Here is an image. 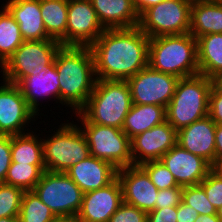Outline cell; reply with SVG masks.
<instances>
[{"label": "cell", "instance_id": "obj_15", "mask_svg": "<svg viewBox=\"0 0 222 222\" xmlns=\"http://www.w3.org/2000/svg\"><path fill=\"white\" fill-rule=\"evenodd\" d=\"M117 178L122 186L123 202L146 213L155 209L158 188L140 165L118 169Z\"/></svg>", "mask_w": 222, "mask_h": 222}, {"label": "cell", "instance_id": "obj_35", "mask_svg": "<svg viewBox=\"0 0 222 222\" xmlns=\"http://www.w3.org/2000/svg\"><path fill=\"white\" fill-rule=\"evenodd\" d=\"M109 222H147V213L133 205L122 202L110 217Z\"/></svg>", "mask_w": 222, "mask_h": 222}, {"label": "cell", "instance_id": "obj_16", "mask_svg": "<svg viewBox=\"0 0 222 222\" xmlns=\"http://www.w3.org/2000/svg\"><path fill=\"white\" fill-rule=\"evenodd\" d=\"M160 162L168 168L181 187L199 185L212 169L202 157L194 155L178 144L165 153Z\"/></svg>", "mask_w": 222, "mask_h": 222}, {"label": "cell", "instance_id": "obj_10", "mask_svg": "<svg viewBox=\"0 0 222 222\" xmlns=\"http://www.w3.org/2000/svg\"><path fill=\"white\" fill-rule=\"evenodd\" d=\"M33 191L56 217L75 215L83 200V191L64 172L44 171Z\"/></svg>", "mask_w": 222, "mask_h": 222}, {"label": "cell", "instance_id": "obj_27", "mask_svg": "<svg viewBox=\"0 0 222 222\" xmlns=\"http://www.w3.org/2000/svg\"><path fill=\"white\" fill-rule=\"evenodd\" d=\"M40 9L47 34L66 46L68 0H40Z\"/></svg>", "mask_w": 222, "mask_h": 222}, {"label": "cell", "instance_id": "obj_6", "mask_svg": "<svg viewBox=\"0 0 222 222\" xmlns=\"http://www.w3.org/2000/svg\"><path fill=\"white\" fill-rule=\"evenodd\" d=\"M64 122L52 136L42 138L46 171L67 172L74 164L88 158L87 139L78 124Z\"/></svg>", "mask_w": 222, "mask_h": 222}, {"label": "cell", "instance_id": "obj_32", "mask_svg": "<svg viewBox=\"0 0 222 222\" xmlns=\"http://www.w3.org/2000/svg\"><path fill=\"white\" fill-rule=\"evenodd\" d=\"M182 201L197 210L199 215H213L216 208L208 200L204 189L200 185L183 187Z\"/></svg>", "mask_w": 222, "mask_h": 222}, {"label": "cell", "instance_id": "obj_3", "mask_svg": "<svg viewBox=\"0 0 222 222\" xmlns=\"http://www.w3.org/2000/svg\"><path fill=\"white\" fill-rule=\"evenodd\" d=\"M148 65L178 78L199 74L197 39L190 33L150 38Z\"/></svg>", "mask_w": 222, "mask_h": 222}, {"label": "cell", "instance_id": "obj_13", "mask_svg": "<svg viewBox=\"0 0 222 222\" xmlns=\"http://www.w3.org/2000/svg\"><path fill=\"white\" fill-rule=\"evenodd\" d=\"M2 83L0 84V134L9 136L24 134L28 123L31 120L35 121L36 113L29 107L17 84L5 80Z\"/></svg>", "mask_w": 222, "mask_h": 222}, {"label": "cell", "instance_id": "obj_18", "mask_svg": "<svg viewBox=\"0 0 222 222\" xmlns=\"http://www.w3.org/2000/svg\"><path fill=\"white\" fill-rule=\"evenodd\" d=\"M216 124L209 116L177 131V144L202 157L215 169Z\"/></svg>", "mask_w": 222, "mask_h": 222}, {"label": "cell", "instance_id": "obj_9", "mask_svg": "<svg viewBox=\"0 0 222 222\" xmlns=\"http://www.w3.org/2000/svg\"><path fill=\"white\" fill-rule=\"evenodd\" d=\"M192 0H164L139 16L138 27L149 38L189 33Z\"/></svg>", "mask_w": 222, "mask_h": 222}, {"label": "cell", "instance_id": "obj_49", "mask_svg": "<svg viewBox=\"0 0 222 222\" xmlns=\"http://www.w3.org/2000/svg\"><path fill=\"white\" fill-rule=\"evenodd\" d=\"M215 170L222 175V163H220Z\"/></svg>", "mask_w": 222, "mask_h": 222}, {"label": "cell", "instance_id": "obj_31", "mask_svg": "<svg viewBox=\"0 0 222 222\" xmlns=\"http://www.w3.org/2000/svg\"><path fill=\"white\" fill-rule=\"evenodd\" d=\"M23 193L18 187L0 183V218L19 217Z\"/></svg>", "mask_w": 222, "mask_h": 222}, {"label": "cell", "instance_id": "obj_46", "mask_svg": "<svg viewBox=\"0 0 222 222\" xmlns=\"http://www.w3.org/2000/svg\"><path fill=\"white\" fill-rule=\"evenodd\" d=\"M0 222H20L19 217H3L0 218Z\"/></svg>", "mask_w": 222, "mask_h": 222}, {"label": "cell", "instance_id": "obj_25", "mask_svg": "<svg viewBox=\"0 0 222 222\" xmlns=\"http://www.w3.org/2000/svg\"><path fill=\"white\" fill-rule=\"evenodd\" d=\"M27 129L24 134L11 136V157L14 163L36 165L42 172L46 171L43 159L42 138ZM34 134V135H33Z\"/></svg>", "mask_w": 222, "mask_h": 222}, {"label": "cell", "instance_id": "obj_40", "mask_svg": "<svg viewBox=\"0 0 222 222\" xmlns=\"http://www.w3.org/2000/svg\"><path fill=\"white\" fill-rule=\"evenodd\" d=\"M198 216L197 210L183 201L177 206V222H195Z\"/></svg>", "mask_w": 222, "mask_h": 222}, {"label": "cell", "instance_id": "obj_45", "mask_svg": "<svg viewBox=\"0 0 222 222\" xmlns=\"http://www.w3.org/2000/svg\"><path fill=\"white\" fill-rule=\"evenodd\" d=\"M213 86L222 93V71L212 78Z\"/></svg>", "mask_w": 222, "mask_h": 222}, {"label": "cell", "instance_id": "obj_17", "mask_svg": "<svg viewBox=\"0 0 222 222\" xmlns=\"http://www.w3.org/2000/svg\"><path fill=\"white\" fill-rule=\"evenodd\" d=\"M122 202V186L116 178L103 188L84 193L77 216L83 222H109Z\"/></svg>", "mask_w": 222, "mask_h": 222}, {"label": "cell", "instance_id": "obj_5", "mask_svg": "<svg viewBox=\"0 0 222 222\" xmlns=\"http://www.w3.org/2000/svg\"><path fill=\"white\" fill-rule=\"evenodd\" d=\"M212 86V79L202 74L179 78L166 107V121L178 131L208 116Z\"/></svg>", "mask_w": 222, "mask_h": 222}, {"label": "cell", "instance_id": "obj_38", "mask_svg": "<svg viewBox=\"0 0 222 222\" xmlns=\"http://www.w3.org/2000/svg\"><path fill=\"white\" fill-rule=\"evenodd\" d=\"M208 116L215 124H222V93L212 86L209 94Z\"/></svg>", "mask_w": 222, "mask_h": 222}, {"label": "cell", "instance_id": "obj_4", "mask_svg": "<svg viewBox=\"0 0 222 222\" xmlns=\"http://www.w3.org/2000/svg\"><path fill=\"white\" fill-rule=\"evenodd\" d=\"M131 106L127 81L97 79L93 92L79 112L91 123L122 129Z\"/></svg>", "mask_w": 222, "mask_h": 222}, {"label": "cell", "instance_id": "obj_41", "mask_svg": "<svg viewBox=\"0 0 222 222\" xmlns=\"http://www.w3.org/2000/svg\"><path fill=\"white\" fill-rule=\"evenodd\" d=\"M222 163V124L215 129V168Z\"/></svg>", "mask_w": 222, "mask_h": 222}, {"label": "cell", "instance_id": "obj_30", "mask_svg": "<svg viewBox=\"0 0 222 222\" xmlns=\"http://www.w3.org/2000/svg\"><path fill=\"white\" fill-rule=\"evenodd\" d=\"M42 173L36 165L12 162L4 183L18 187L23 191H33Z\"/></svg>", "mask_w": 222, "mask_h": 222}, {"label": "cell", "instance_id": "obj_22", "mask_svg": "<svg viewBox=\"0 0 222 222\" xmlns=\"http://www.w3.org/2000/svg\"><path fill=\"white\" fill-rule=\"evenodd\" d=\"M105 29L133 28L139 25L132 0H90Z\"/></svg>", "mask_w": 222, "mask_h": 222}, {"label": "cell", "instance_id": "obj_28", "mask_svg": "<svg viewBox=\"0 0 222 222\" xmlns=\"http://www.w3.org/2000/svg\"><path fill=\"white\" fill-rule=\"evenodd\" d=\"M23 42L19 24L3 6L0 10V67Z\"/></svg>", "mask_w": 222, "mask_h": 222}, {"label": "cell", "instance_id": "obj_12", "mask_svg": "<svg viewBox=\"0 0 222 222\" xmlns=\"http://www.w3.org/2000/svg\"><path fill=\"white\" fill-rule=\"evenodd\" d=\"M104 30L90 0H68L66 46L90 47Z\"/></svg>", "mask_w": 222, "mask_h": 222}, {"label": "cell", "instance_id": "obj_24", "mask_svg": "<svg viewBox=\"0 0 222 222\" xmlns=\"http://www.w3.org/2000/svg\"><path fill=\"white\" fill-rule=\"evenodd\" d=\"M166 121V108L158 105L132 104L122 127L132 139L136 135Z\"/></svg>", "mask_w": 222, "mask_h": 222}, {"label": "cell", "instance_id": "obj_29", "mask_svg": "<svg viewBox=\"0 0 222 222\" xmlns=\"http://www.w3.org/2000/svg\"><path fill=\"white\" fill-rule=\"evenodd\" d=\"M56 216L34 191H24L20 213V222H53Z\"/></svg>", "mask_w": 222, "mask_h": 222}, {"label": "cell", "instance_id": "obj_44", "mask_svg": "<svg viewBox=\"0 0 222 222\" xmlns=\"http://www.w3.org/2000/svg\"><path fill=\"white\" fill-rule=\"evenodd\" d=\"M195 222H222L218 217L217 214L213 215H199Z\"/></svg>", "mask_w": 222, "mask_h": 222}, {"label": "cell", "instance_id": "obj_7", "mask_svg": "<svg viewBox=\"0 0 222 222\" xmlns=\"http://www.w3.org/2000/svg\"><path fill=\"white\" fill-rule=\"evenodd\" d=\"M75 115L82 123L80 129L87 139L91 156L106 160L117 169L132 166L131 139L122 129L91 123L80 112Z\"/></svg>", "mask_w": 222, "mask_h": 222}, {"label": "cell", "instance_id": "obj_20", "mask_svg": "<svg viewBox=\"0 0 222 222\" xmlns=\"http://www.w3.org/2000/svg\"><path fill=\"white\" fill-rule=\"evenodd\" d=\"M59 75L55 64L46 69L32 73L31 76L21 79L17 86L20 88L29 107L39 115L40 98H55L60 103ZM40 97V98H39Z\"/></svg>", "mask_w": 222, "mask_h": 222}, {"label": "cell", "instance_id": "obj_36", "mask_svg": "<svg viewBox=\"0 0 222 222\" xmlns=\"http://www.w3.org/2000/svg\"><path fill=\"white\" fill-rule=\"evenodd\" d=\"M183 187H173L158 191L155 208L178 206L182 201Z\"/></svg>", "mask_w": 222, "mask_h": 222}, {"label": "cell", "instance_id": "obj_21", "mask_svg": "<svg viewBox=\"0 0 222 222\" xmlns=\"http://www.w3.org/2000/svg\"><path fill=\"white\" fill-rule=\"evenodd\" d=\"M3 6L19 24L24 41L52 39L44 27L40 0H8Z\"/></svg>", "mask_w": 222, "mask_h": 222}, {"label": "cell", "instance_id": "obj_39", "mask_svg": "<svg viewBox=\"0 0 222 222\" xmlns=\"http://www.w3.org/2000/svg\"><path fill=\"white\" fill-rule=\"evenodd\" d=\"M177 206L155 208L147 213V222H177Z\"/></svg>", "mask_w": 222, "mask_h": 222}, {"label": "cell", "instance_id": "obj_2", "mask_svg": "<svg viewBox=\"0 0 222 222\" xmlns=\"http://www.w3.org/2000/svg\"><path fill=\"white\" fill-rule=\"evenodd\" d=\"M53 63L59 75L60 103L79 112L97 81L90 47L61 46Z\"/></svg>", "mask_w": 222, "mask_h": 222}, {"label": "cell", "instance_id": "obj_42", "mask_svg": "<svg viewBox=\"0 0 222 222\" xmlns=\"http://www.w3.org/2000/svg\"><path fill=\"white\" fill-rule=\"evenodd\" d=\"M164 0H132L137 14L140 16L146 9L153 7Z\"/></svg>", "mask_w": 222, "mask_h": 222}, {"label": "cell", "instance_id": "obj_48", "mask_svg": "<svg viewBox=\"0 0 222 222\" xmlns=\"http://www.w3.org/2000/svg\"><path fill=\"white\" fill-rule=\"evenodd\" d=\"M217 217L222 221V205L217 209Z\"/></svg>", "mask_w": 222, "mask_h": 222}, {"label": "cell", "instance_id": "obj_33", "mask_svg": "<svg viewBox=\"0 0 222 222\" xmlns=\"http://www.w3.org/2000/svg\"><path fill=\"white\" fill-rule=\"evenodd\" d=\"M140 166L147 172L152 183L158 188V190L181 187L178 186L174 176L170 173L168 168L160 162V160L147 161Z\"/></svg>", "mask_w": 222, "mask_h": 222}, {"label": "cell", "instance_id": "obj_43", "mask_svg": "<svg viewBox=\"0 0 222 222\" xmlns=\"http://www.w3.org/2000/svg\"><path fill=\"white\" fill-rule=\"evenodd\" d=\"M53 222H83L77 214L75 215H66V216H58L54 219Z\"/></svg>", "mask_w": 222, "mask_h": 222}, {"label": "cell", "instance_id": "obj_19", "mask_svg": "<svg viewBox=\"0 0 222 222\" xmlns=\"http://www.w3.org/2000/svg\"><path fill=\"white\" fill-rule=\"evenodd\" d=\"M118 169L110 162L93 156L74 164L65 172L83 191L87 193L103 188L117 178Z\"/></svg>", "mask_w": 222, "mask_h": 222}, {"label": "cell", "instance_id": "obj_14", "mask_svg": "<svg viewBox=\"0 0 222 222\" xmlns=\"http://www.w3.org/2000/svg\"><path fill=\"white\" fill-rule=\"evenodd\" d=\"M177 144V131L167 122L152 127L131 139L132 165L160 160Z\"/></svg>", "mask_w": 222, "mask_h": 222}, {"label": "cell", "instance_id": "obj_23", "mask_svg": "<svg viewBox=\"0 0 222 222\" xmlns=\"http://www.w3.org/2000/svg\"><path fill=\"white\" fill-rule=\"evenodd\" d=\"M189 33L196 39L222 33V4L192 0Z\"/></svg>", "mask_w": 222, "mask_h": 222}, {"label": "cell", "instance_id": "obj_8", "mask_svg": "<svg viewBox=\"0 0 222 222\" xmlns=\"http://www.w3.org/2000/svg\"><path fill=\"white\" fill-rule=\"evenodd\" d=\"M61 46L55 39L24 41L1 66L2 80L17 84L32 73L46 69L53 64Z\"/></svg>", "mask_w": 222, "mask_h": 222}, {"label": "cell", "instance_id": "obj_34", "mask_svg": "<svg viewBox=\"0 0 222 222\" xmlns=\"http://www.w3.org/2000/svg\"><path fill=\"white\" fill-rule=\"evenodd\" d=\"M199 185L217 210L222 205V175L212 168Z\"/></svg>", "mask_w": 222, "mask_h": 222}, {"label": "cell", "instance_id": "obj_1", "mask_svg": "<svg viewBox=\"0 0 222 222\" xmlns=\"http://www.w3.org/2000/svg\"><path fill=\"white\" fill-rule=\"evenodd\" d=\"M149 39L138 26L105 29L90 46L96 78L127 81L148 66Z\"/></svg>", "mask_w": 222, "mask_h": 222}, {"label": "cell", "instance_id": "obj_11", "mask_svg": "<svg viewBox=\"0 0 222 222\" xmlns=\"http://www.w3.org/2000/svg\"><path fill=\"white\" fill-rule=\"evenodd\" d=\"M179 78L154 70L149 65L127 80L132 104H147L167 107Z\"/></svg>", "mask_w": 222, "mask_h": 222}, {"label": "cell", "instance_id": "obj_37", "mask_svg": "<svg viewBox=\"0 0 222 222\" xmlns=\"http://www.w3.org/2000/svg\"><path fill=\"white\" fill-rule=\"evenodd\" d=\"M11 163V136L0 134V183H4Z\"/></svg>", "mask_w": 222, "mask_h": 222}, {"label": "cell", "instance_id": "obj_26", "mask_svg": "<svg viewBox=\"0 0 222 222\" xmlns=\"http://www.w3.org/2000/svg\"><path fill=\"white\" fill-rule=\"evenodd\" d=\"M199 74L212 79L222 71V33L197 38Z\"/></svg>", "mask_w": 222, "mask_h": 222}, {"label": "cell", "instance_id": "obj_47", "mask_svg": "<svg viewBox=\"0 0 222 222\" xmlns=\"http://www.w3.org/2000/svg\"><path fill=\"white\" fill-rule=\"evenodd\" d=\"M199 1H203V2H206V3L222 4V0H199Z\"/></svg>", "mask_w": 222, "mask_h": 222}]
</instances>
